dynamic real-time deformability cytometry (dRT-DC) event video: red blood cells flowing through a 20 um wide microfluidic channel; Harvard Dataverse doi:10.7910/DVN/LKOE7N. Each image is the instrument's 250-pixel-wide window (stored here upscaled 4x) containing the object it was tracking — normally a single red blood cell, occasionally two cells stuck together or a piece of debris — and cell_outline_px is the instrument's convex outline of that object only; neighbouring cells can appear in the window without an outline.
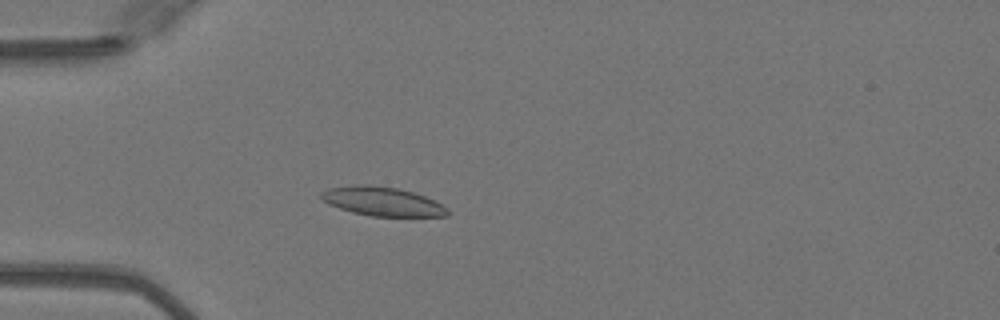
{"species": "Egyptian fruit bat (a non-hibernating species)", "species_latin": "Rousettus aegyptiacus", "temperature_condition": "warm", "stored_images_in_passage": 50, "camera_frame_rate_fps": 3000, "um_per_image_px": 0.085, "animal": {"sex": "female"}, "frame": {"image": 1, "passage_image": 15, "time_ms": 4.667, "image_size_px": [1000, 320], "cell_outline_px": [[448, 216], [372, 216], [352, 212], [328, 204], [320, 200], [320, 192], [328, 188], [364, 184], [368, 184], [396, 188], [412, 192], [436, 200], [448, 208]], "centroid_in_image_um": [32.48, 17.12], "position_along_channel_um": 52.5, "area_um2": 21.33}}
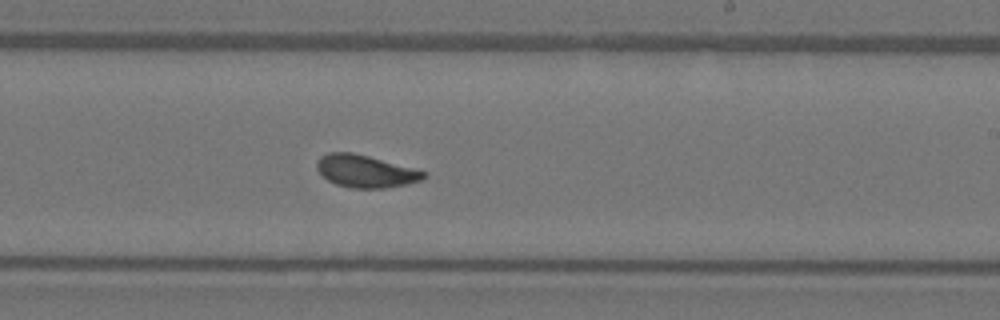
{"frame": {"image": 2, "passage_image": 31, "time_ms": 10.0, "image_size_px": [1000, 320], "cell_outline_px": [[428, 176], [420, 180], [404, 184], [384, 188], [352, 188], [336, 184], [328, 180], [316, 168], [316, 164], [320, 156], [328, 152], [352, 152], [368, 156], [428, 172]], "centroid_in_image_um": [31.06, 14.54], "position_along_channel_um": 257.9, "area_um2": 20.0}}
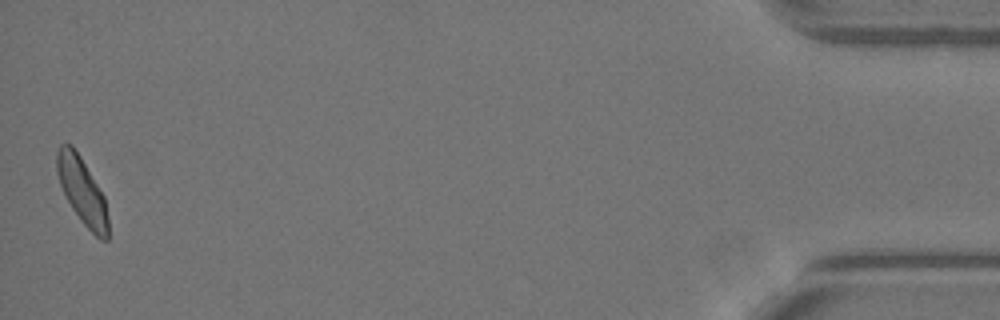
{"frame": {"image": 3, "passage_image": 50, "time_ms": 16.333, "image_size_px": [1000, 320], "cell_outline_px": [[108, 240], [100, 240], [80, 220], [72, 208], [60, 184], [56, 172], [56, 152], [60, 144], [72, 144], [80, 156], [104, 196], [108, 220]], "centroid_in_image_um": [6.97, 16.22], "position_along_channel_um": 428.2, "area_um2": 19.65}, "authors_computed_cell_mechanics": {"area_um2": 20.2878, "velocity_mm_per_s": 4.0658, "shape_relaxation_time_tau1_ms": 4.7666, "shape_relaxation_time_tau2_ms": 1.2831, "deformation_change_tau1": 0.1463, "deformation_change_tau2": 0.0684}}